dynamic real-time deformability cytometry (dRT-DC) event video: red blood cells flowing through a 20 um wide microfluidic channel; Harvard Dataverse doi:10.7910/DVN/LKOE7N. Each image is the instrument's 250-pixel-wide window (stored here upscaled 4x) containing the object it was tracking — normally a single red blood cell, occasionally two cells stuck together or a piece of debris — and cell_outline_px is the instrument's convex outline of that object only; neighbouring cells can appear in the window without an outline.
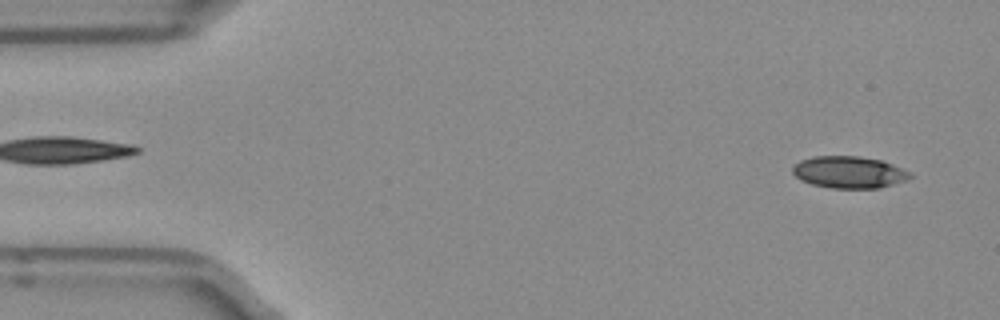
{"species": "Egyptian fruit bat (a non-hibernating species)", "species_latin": "Rousettus aegyptiacus", "temperature_condition": "room temperature", "stored_images_in_passage": 49, "camera_frame_rate_fps": 3000, "um_per_image_px": 0.085, "frame": {"image": 1, "passage_image": 2, "time_ms": 0.333, "image_size_px": [1000, 320], "cell_outline_px": [[912, 176], [904, 180], [880, 188], [832, 188], [812, 184], [800, 180], [792, 172], [792, 168], [800, 160], [812, 156], [860, 156], [880, 160], [892, 164], [908, 172]], "centroid_in_image_um": [72.11, 14.63], "position_along_channel_um": 12.9, "area_um2": 21.62}}
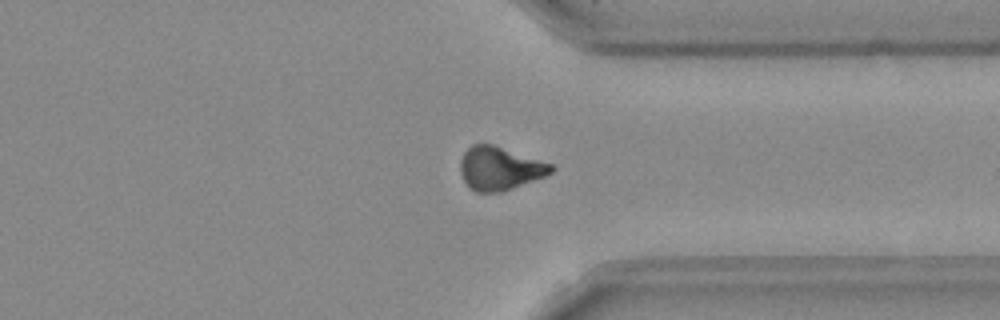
{"frame": {"image": 2, "passage_image": 37, "time_ms": 12.0, "image_size_px": [1000, 320], "cell_outline_px": [[556, 168], [552, 172], [544, 176], [504, 192], [476, 192], [468, 188], [460, 172], [460, 160], [464, 152], [472, 144], [492, 144], [552, 164]], "centroid_in_image_um": [42.45, 14.33], "position_along_channel_um": 368.9, "area_um2": 22.95}}
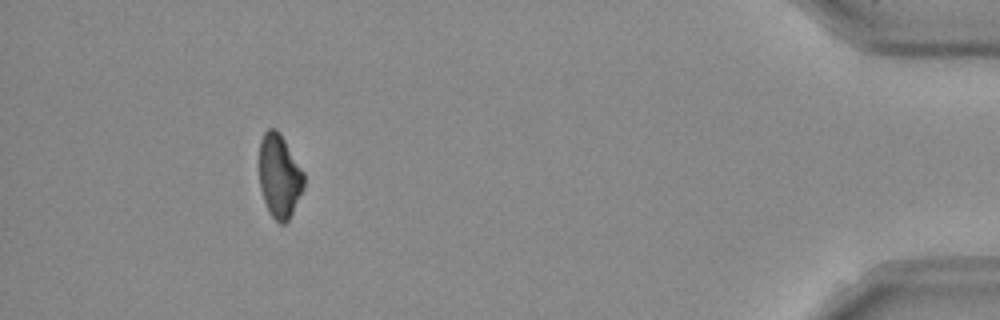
{"frame": {"image": 3, "passage_image": 45, "time_ms": 14.667, "image_size_px": [1000, 320], "cell_outline_px": [[304, 184], [292, 212], [288, 220], [284, 224], [280, 224], [268, 212], [260, 188], [260, 140], [264, 132], [268, 128], [276, 128], [280, 132], [304, 172]], "centroid_in_image_um": [23.74, 14.93], "position_along_channel_um": 411.5, "area_um2": 21.56}, "authors_computed_cell_mechanics": {"area_um2": 22.831, "velocity_mm_per_s": 3.9774, "shape_relaxation_time_tau1_ms": 5.4784, "shape_relaxation_time_tau2_ms": null, "deformation_change_tau1": 0.1335, "deformation_change_tau2": null}}